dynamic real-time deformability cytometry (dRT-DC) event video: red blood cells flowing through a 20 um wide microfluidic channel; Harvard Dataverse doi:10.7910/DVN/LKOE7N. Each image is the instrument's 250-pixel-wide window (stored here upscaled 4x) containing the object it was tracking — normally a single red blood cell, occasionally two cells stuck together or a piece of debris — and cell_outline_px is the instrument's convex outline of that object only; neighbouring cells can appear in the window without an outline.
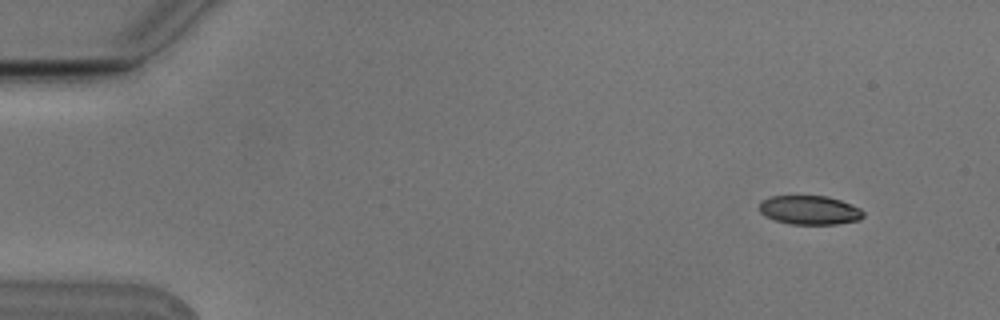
{"species": "Egyptian fruit bat (a non-hibernating species)", "species_latin": "Rousettus aegyptiacus", "temperature_condition": "cold", "stored_images_in_passage": 5, "segment_of_instrument_passage": [1, 2], "camera_frame_rate_fps": 3000, "um_per_image_px": 0.085, "animal": {"sex": "male"}, "frame": {"image": 1, "passage_image": 1, "time_ms": 0.0, "image_size_px": [1000, 320], "cell_outline_px": [[864, 216], [860, 220], [836, 224], [792, 224], [776, 220], [764, 216], [760, 212], [760, 200], [768, 196], [828, 196], [840, 200], [860, 208], [864, 212]], "centroid_in_image_um": [68.81, 17.85], "position_along_channel_um": 16.2, "area_um2": 17.63}}
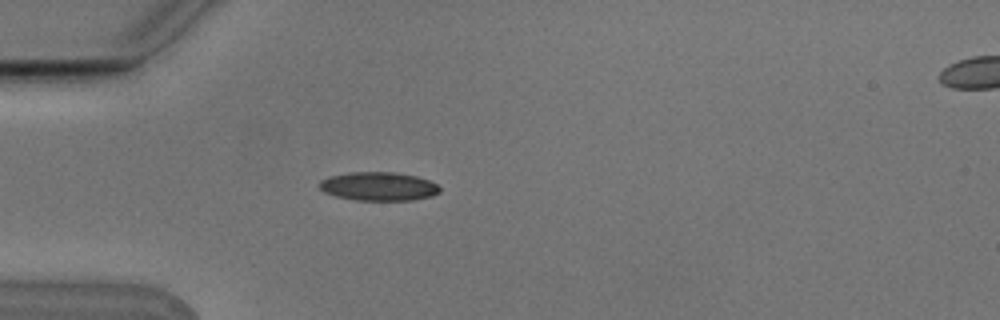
{"frame": {"image": 2, "passage_image": 4, "time_ms": 1.0, "image_size_px": [1000, 320], "cell_outline_px": [[440, 192], [432, 196], [412, 200], [356, 200], [336, 196], [324, 192], [320, 188], [320, 180], [328, 176], [352, 172], [396, 172], [416, 176], [428, 180], [436, 184], [440, 188]], "centroid_in_image_um": [32.18, 15.84], "position_along_channel_um": 52.8, "area_um2": 20.06}}